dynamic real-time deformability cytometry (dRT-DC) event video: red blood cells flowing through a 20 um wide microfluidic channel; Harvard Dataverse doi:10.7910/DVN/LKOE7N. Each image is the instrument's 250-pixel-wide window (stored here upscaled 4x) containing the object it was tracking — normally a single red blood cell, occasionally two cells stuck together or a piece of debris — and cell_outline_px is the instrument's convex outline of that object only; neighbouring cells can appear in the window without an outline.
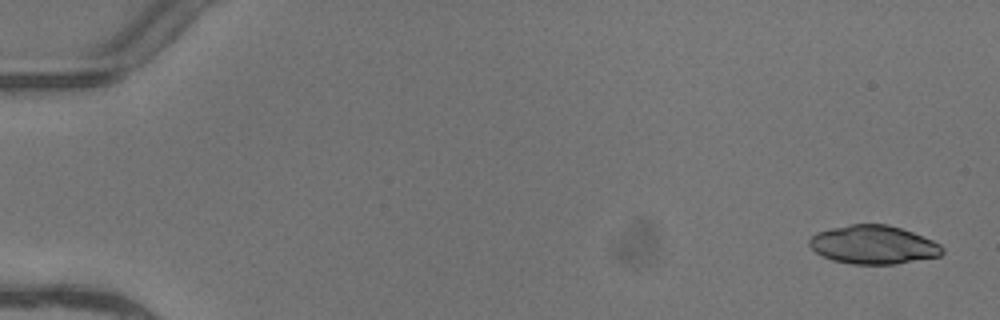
{"species": "common noctule bat (a hibernating species)", "species_latin": "Nyctalus noctula", "temperature_condition": "warm", "stored_images_in_passage": 6, "segment_of_instrument_passage": [1, 2], "camera_frame_rate_fps": 3000, "um_per_image_px": 0.085, "animal": {"sex": "female"}, "frame": {"image": 1, "passage_image": 1, "time_ms": 0.0, "image_size_px": [1000, 320], "cell_outline_px": [[944, 252], [940, 256], [896, 264], [852, 264], [832, 260], [816, 252], [808, 244], [808, 240], [816, 232], [832, 228], [852, 224], [888, 224], [912, 232], [932, 240], [940, 244], [944, 248]], "centroid_in_image_um": [74.24, 20.8], "position_along_channel_um": 10.8, "area_um2": 29.82}}